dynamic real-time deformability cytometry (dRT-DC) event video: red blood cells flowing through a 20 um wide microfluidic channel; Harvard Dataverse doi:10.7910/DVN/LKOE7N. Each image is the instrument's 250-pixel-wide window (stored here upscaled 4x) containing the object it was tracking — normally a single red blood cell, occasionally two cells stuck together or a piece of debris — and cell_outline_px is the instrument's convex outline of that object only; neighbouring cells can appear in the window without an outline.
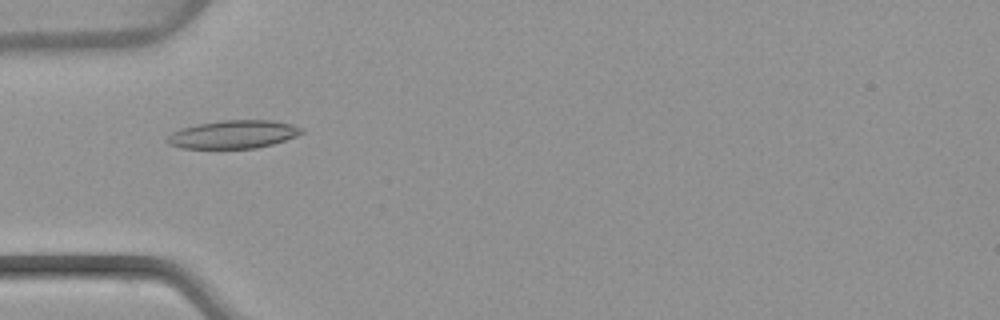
{"species": "common noctule bat (a hibernating species)", "species_latin": "Nyctalus noctula", "temperature_condition": "warm", "stored_images_in_passage": 35, "camera_frame_rate_fps": 3000, "um_per_image_px": 0.085, "animal": {"sex": "female", "body_mass_g": 22.7, "forearm_length_mm": 54.2}, "frame": {"image": 1, "passage_image": 1, "time_ms": 0.0, "image_size_px": [1000, 320], "cell_outline_px": [[304, 132], [296, 136], [272, 144], [256, 148], [180, 148], [168, 144], [164, 140], [172, 132], [180, 128], [220, 120], [272, 120], [292, 124], [304, 128]], "centroid_in_image_um": [19.82, 11.42], "position_along_channel_um": 65.2, "area_um2": 22.08}}
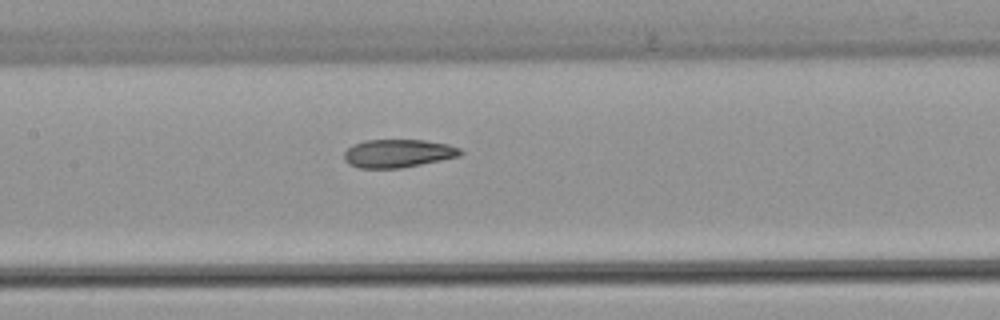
{"frame": {"image": 2, "passage_image": 9, "time_ms": 2.667, "image_size_px": [1000, 320], "cell_outline_px": [[464, 152], [460, 156], [400, 168], [356, 168], [348, 164], [344, 160], [344, 152], [352, 144], [364, 140], [424, 140], [448, 144], [460, 148]], "centroid_in_image_um": [33.8, 13.03], "position_along_channel_um": 173.6, "area_um2": 19.19}}
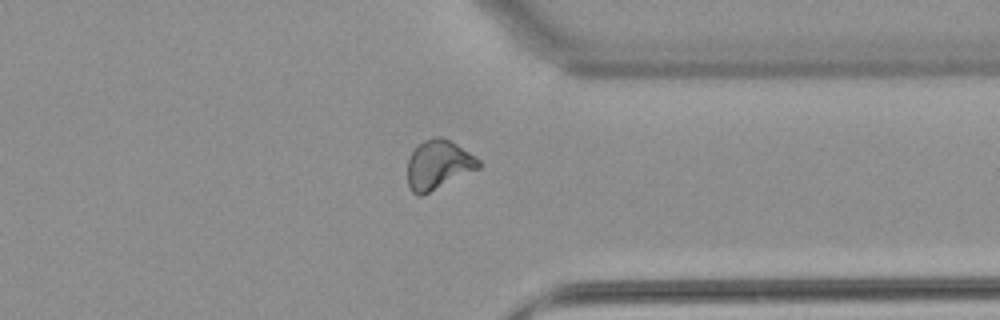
{"frame": {"image": 3, "passage_image": 24, "time_ms": 7.667, "image_size_px": [1000, 320], "cell_outline_px": [[480, 168], [420, 196], [416, 196], [412, 192], [408, 184], [408, 160], [416, 144], [432, 136], [440, 136], [456, 144], [480, 160]], "centroid_in_image_um": [37.23, 13.99], "position_along_channel_um": 374.2, "area_um2": 20.23}, "authors_computed_cell_mechanics": {"area_um2": 19.7676, "velocity_mm_per_s": 4.0751, "shape_relaxation_time_tau1_ms": null, "shape_relaxation_time_tau2_ms": 1.8168, "deformation_change_tau1": null, "deformation_change_tau2": 0.0721}}